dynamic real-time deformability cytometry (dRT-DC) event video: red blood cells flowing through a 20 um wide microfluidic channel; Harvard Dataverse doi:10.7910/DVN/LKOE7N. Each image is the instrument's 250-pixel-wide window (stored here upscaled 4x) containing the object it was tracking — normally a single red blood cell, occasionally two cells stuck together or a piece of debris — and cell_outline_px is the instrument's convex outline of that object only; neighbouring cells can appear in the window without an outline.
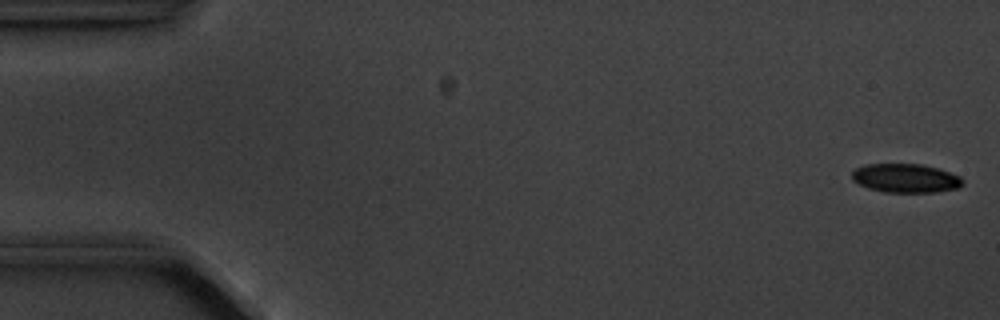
{"species": "common noctule bat (a hibernating species)", "species_latin": "Nyctalus noctula", "temperature_condition": "cold", "stored_images_in_passage": 5, "camera_frame_rate_fps": 3000, "um_per_image_px": 0.085, "animal": {"sex": "male", "body_mass_g": 20.1, "forearm_length_mm": 53.5}, "frame": {"image": 1, "passage_image": 1, "time_ms": 0.0, "image_size_px": [1000, 320], "cell_outline_px": [[964, 184], [956, 188], [936, 192], [884, 192], [868, 188], [852, 180], [852, 172], [856, 168], [864, 164], [924, 164], [940, 168], [960, 176], [964, 180]], "centroid_in_image_um": [77.0, 15.13], "position_along_channel_um": 8.0, "area_um2": 18.79}}